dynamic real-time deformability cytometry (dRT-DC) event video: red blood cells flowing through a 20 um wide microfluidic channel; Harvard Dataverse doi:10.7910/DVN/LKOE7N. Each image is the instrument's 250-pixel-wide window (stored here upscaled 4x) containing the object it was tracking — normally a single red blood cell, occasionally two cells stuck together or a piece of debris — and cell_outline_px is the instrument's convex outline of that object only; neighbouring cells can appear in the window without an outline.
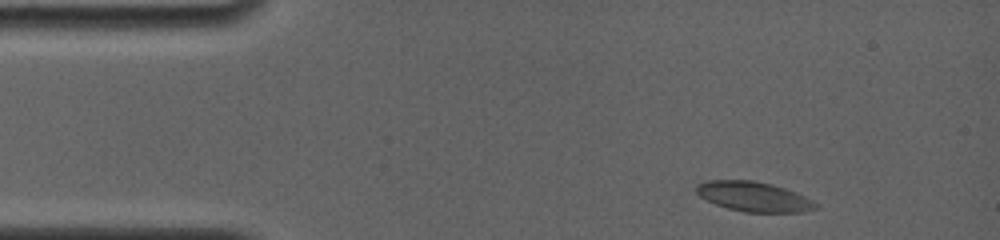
{"species": "common noctule bat (a hibernating species)", "species_latin": "Nyctalus noctula", "temperature_condition": "room temperature", "stored_images_in_passage": 13, "camera_frame_rate_fps": 4000, "um_per_image_px": 0.085, "animal": {"sex": "female", "body_mass_g": 19.0, "forearm_length_mm": 56.7}, "frame": {"image": 1, "passage_image": 1, "time_ms": 0.0, "image_size_px": [1000, 240], "cell_outline_px": [[820, 208], [800, 212], [744, 212], [728, 208], [716, 204], [700, 196], [696, 192], [696, 184], [708, 180], [752, 180], [772, 184], [796, 192], [820, 204]], "centroid_in_image_um": [64.1, 16.71], "position_along_channel_um": 20.9, "area_um2": 20.75}}
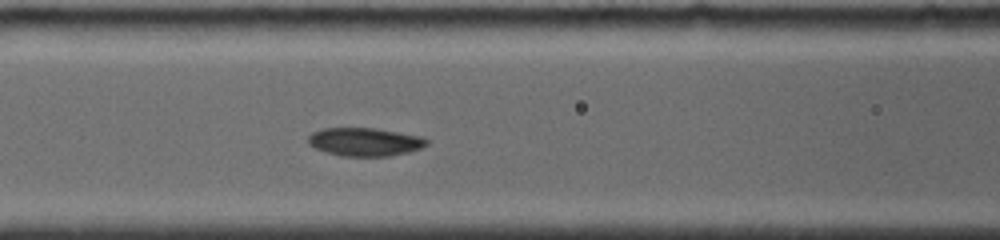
{"frame": {"image": 2, "passage_image": 8, "time_ms": 4.75, "image_size_px": [1000, 240], "cell_outline_px": [[428, 144], [420, 148], [408, 152], [388, 156], [340, 156], [324, 152], [308, 144], [308, 136], [312, 132], [324, 128], [376, 128], [424, 136], [428, 140]], "centroid_in_image_um": [31.02, 12.05], "position_along_channel_um": 135.6, "area_um2": 19.71}}
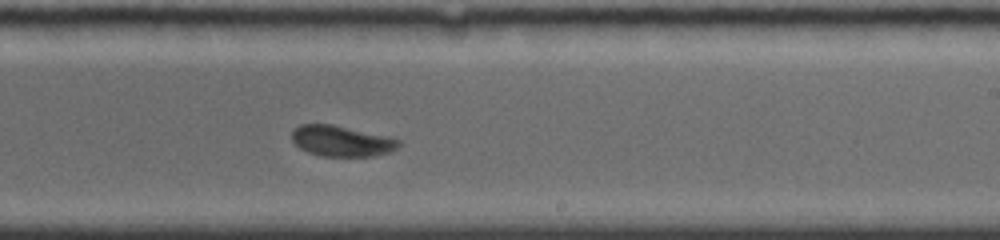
{"frame": {"image": 3, "passage_image": 13, "time_ms": 8.0, "image_size_px": [1000, 240], "cell_outline_px": [[400, 144], [396, 148], [388, 152], [372, 156], [320, 156], [308, 152], [300, 148], [292, 140], [292, 132], [300, 124], [332, 124], [388, 136], [400, 140]], "centroid_in_image_um": [29.02, 11.98], "position_along_channel_um": 260.0, "area_um2": 19.02}}